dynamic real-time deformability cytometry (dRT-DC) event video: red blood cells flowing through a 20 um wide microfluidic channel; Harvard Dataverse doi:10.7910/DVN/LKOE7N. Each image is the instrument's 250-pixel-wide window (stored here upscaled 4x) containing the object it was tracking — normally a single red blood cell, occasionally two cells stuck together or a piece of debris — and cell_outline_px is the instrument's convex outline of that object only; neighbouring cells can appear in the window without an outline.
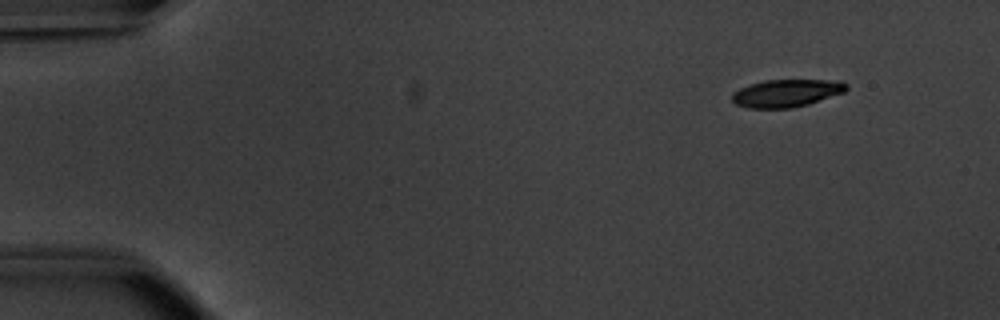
{"species": "common noctule bat (a hibernating species)", "species_latin": "Nyctalus noctula", "temperature_condition": "warm", "stored_images_in_passage": 49, "camera_frame_rate_fps": 3000, "um_per_image_px": 0.085, "animal": {"sex": "male", "body_mass_g": 20.1, "forearm_length_mm": 53.5}, "frame": {"image": 1, "passage_image": 1, "time_ms": 0.0, "image_size_px": [1000, 320], "cell_outline_px": [[848, 88], [844, 92], [808, 104], [792, 108], [748, 108], [736, 104], [732, 100], [732, 92], [740, 88], [764, 80], [840, 80], [848, 84]], "centroid_in_image_um": [66.86, 7.91], "position_along_channel_um": 18.1, "area_um2": 18.38}}
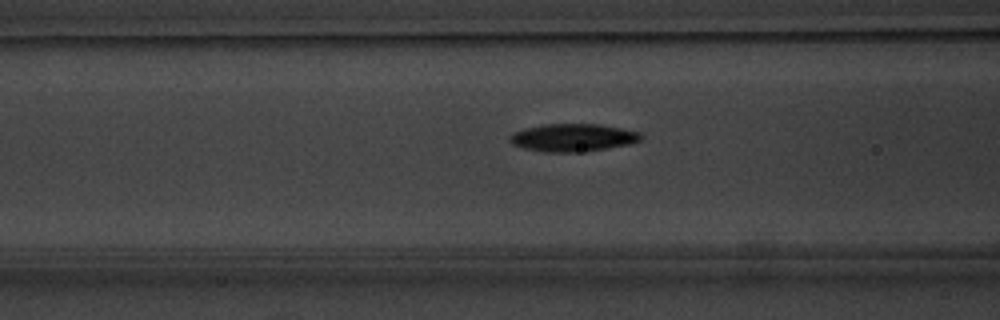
{"frame": {"image": 2, "passage_image": 17, "time_ms": 5.333, "image_size_px": [1000, 320], "cell_outline_px": [[644, 136], [640, 140], [628, 144], [604, 148], [576, 152], [544, 152], [524, 148], [512, 144], [508, 140], [508, 136], [512, 132], [524, 128], [544, 124], [600, 124], [640, 132]], "centroid_in_image_um": [48.64, 11.68], "position_along_channel_um": 118.0, "area_um2": 21.15}}
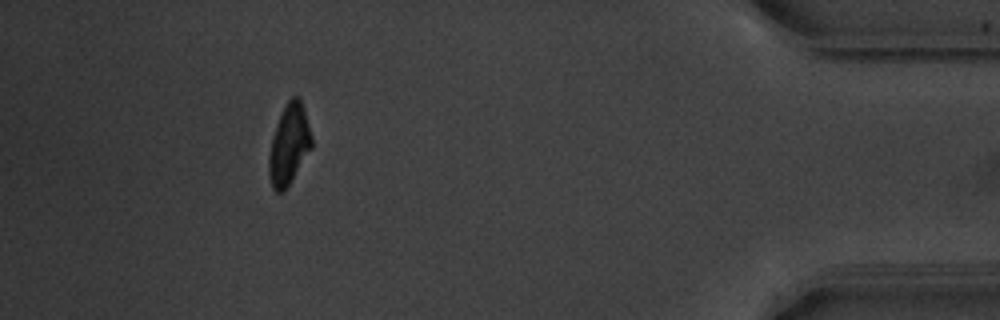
{"frame": {"image": 3, "passage_image": 44, "time_ms": 14.333, "image_size_px": [1000, 320], "cell_outline_px": [[312, 148], [284, 192], [276, 192], [272, 188], [268, 176], [268, 156], [276, 124], [288, 100], [292, 96], [300, 96], [304, 108], [312, 136]], "centroid_in_image_um": [24.57, 12.3], "position_along_channel_um": 410.6, "area_um2": 20.06}, "authors_computed_cell_mechanics": {"area_um2": 20.4612, "velocity_mm_per_s": 3.8342, "shape_relaxation_time_tau1_ms": 3.3977, "shape_relaxation_time_tau2_ms": 5.9619, "deformation_change_tau1": 0.1618, "deformation_change_tau2": 0.1266}}